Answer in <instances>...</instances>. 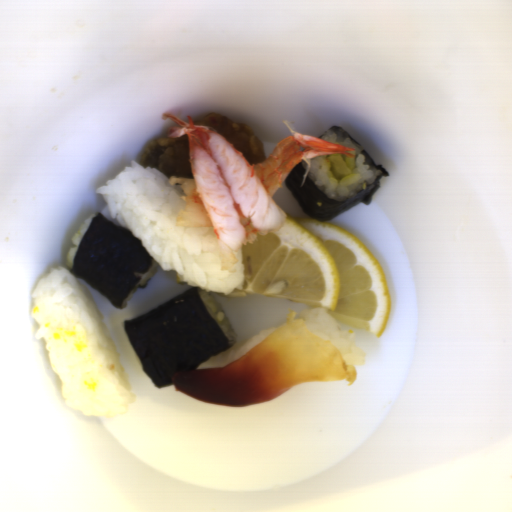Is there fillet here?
Returning <instances> with one entry per match:
<instances>
[{
	"instance_id": "obj_1",
	"label": "fillet",
	"mask_w": 512,
	"mask_h": 512,
	"mask_svg": "<svg viewBox=\"0 0 512 512\" xmlns=\"http://www.w3.org/2000/svg\"><path fill=\"white\" fill-rule=\"evenodd\" d=\"M171 379L180 393L230 407L277 398L303 383L345 381L352 386L357 371L336 345L292 310L283 325L234 362L174 372Z\"/></svg>"
}]
</instances>
